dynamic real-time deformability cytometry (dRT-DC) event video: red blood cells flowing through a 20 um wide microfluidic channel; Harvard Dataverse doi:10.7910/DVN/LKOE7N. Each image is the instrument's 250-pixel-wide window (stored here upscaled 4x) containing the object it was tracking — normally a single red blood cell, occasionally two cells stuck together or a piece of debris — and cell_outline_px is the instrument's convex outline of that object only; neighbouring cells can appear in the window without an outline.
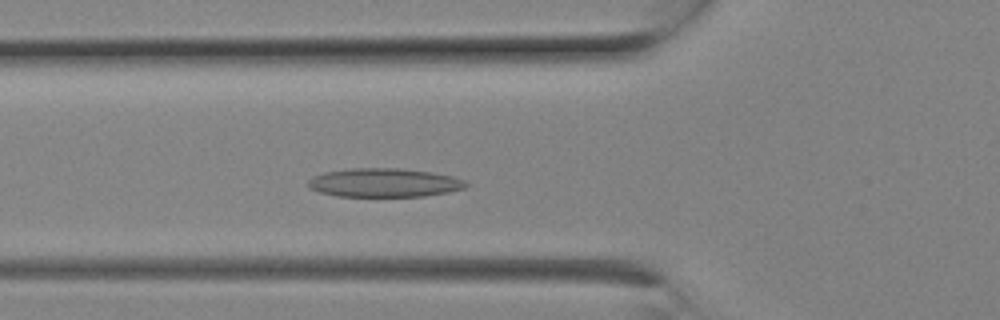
{"species": "Egyptian fruit bat (a non-hibernating species)", "species_latin": "Rousettus aegyptiacus", "temperature_condition": "room temperature", "stored_images_in_passage": 6, "camera_frame_rate_fps": 3000, "um_per_image_px": 0.085, "animal": {"sex": "female"}, "frame": {"image": 1, "passage_image": 6, "time_ms": 1.667, "image_size_px": [1000, 320], "cell_outline_px": [[468, 184], [464, 188], [448, 192], [424, 196], [336, 196], [320, 192], [308, 188], [308, 180], [312, 176], [324, 172], [352, 168], [400, 168], [432, 172], [452, 176], [464, 180]], "centroid_in_image_um": [32.63, 15.52], "position_along_channel_um": 93.2, "area_um2": 26.47}}